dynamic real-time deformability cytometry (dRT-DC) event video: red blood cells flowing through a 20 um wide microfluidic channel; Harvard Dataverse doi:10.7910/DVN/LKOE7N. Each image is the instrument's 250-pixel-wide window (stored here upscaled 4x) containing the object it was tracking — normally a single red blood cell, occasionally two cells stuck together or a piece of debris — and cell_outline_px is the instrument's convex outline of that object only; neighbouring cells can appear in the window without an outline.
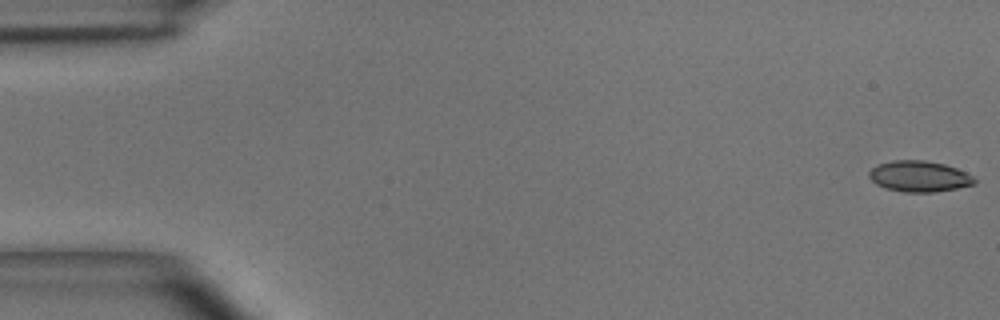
{"species": "common noctule bat (a hibernating species)", "species_latin": "Nyctalus noctula", "temperature_condition": "room temperature", "stored_images_in_passage": 41, "camera_frame_rate_fps": 3000, "um_per_image_px": 0.085, "animal": {"sex": "male", "body_mass_g": 15.6}, "frame": {"image": 1, "passage_image": 1, "time_ms": 0.0, "image_size_px": [1000, 320], "cell_outline_px": [[976, 184], [936, 192], [904, 192], [888, 188], [876, 184], [868, 176], [868, 172], [872, 168], [880, 164], [896, 160], [924, 160], [944, 164], [956, 168], [972, 176], [976, 180]], "centroid_in_image_um": [78.14, 14.99], "position_along_channel_um": 6.9, "area_um2": 18.79}}
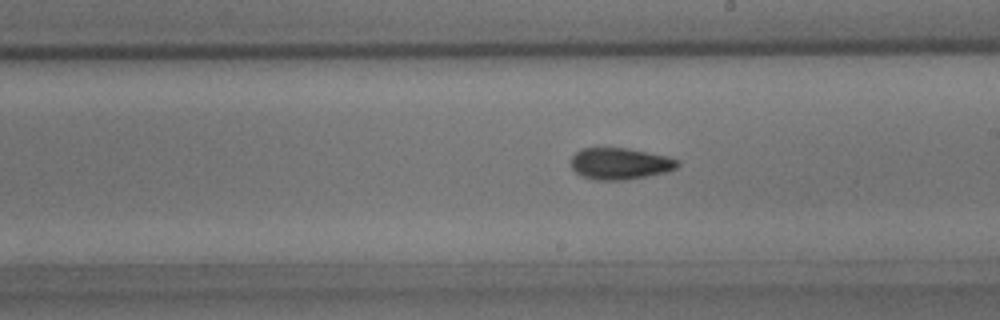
{"frame": {"image": 2, "passage_image": 28, "time_ms": 9.0, "image_size_px": [1000, 320], "cell_outline_px": [[680, 164], [676, 168], [668, 172], [648, 176], [624, 180], [596, 180], [580, 176], [572, 168], [572, 156], [580, 148], [628, 148], [668, 156], [680, 160]], "centroid_in_image_um": [52.73, 13.91], "position_along_channel_um": 236.3, "area_um2": 19.83}}
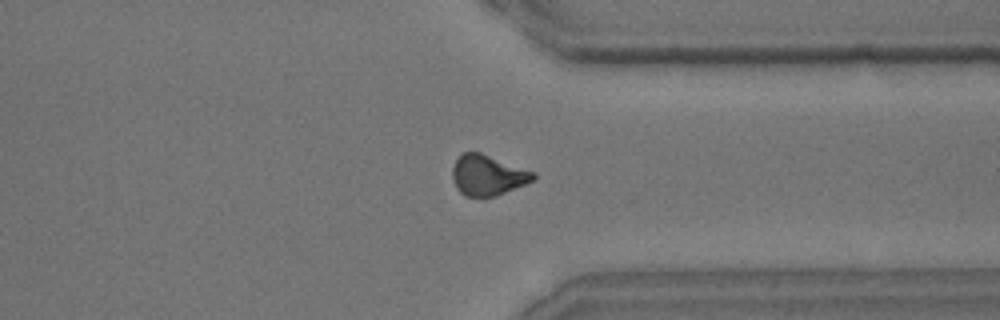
{"frame": {"image": 3, "passage_image": 38, "time_ms": 12.333, "image_size_px": [1000, 320], "cell_outline_px": [[536, 176], [532, 180], [524, 184], [496, 196], [464, 196], [456, 188], [452, 176], [452, 168], [456, 160], [464, 152], [480, 152], [536, 172]], "centroid_in_image_um": [41.44, 14.88], "position_along_channel_um": 370.0, "area_um2": 18.9}}